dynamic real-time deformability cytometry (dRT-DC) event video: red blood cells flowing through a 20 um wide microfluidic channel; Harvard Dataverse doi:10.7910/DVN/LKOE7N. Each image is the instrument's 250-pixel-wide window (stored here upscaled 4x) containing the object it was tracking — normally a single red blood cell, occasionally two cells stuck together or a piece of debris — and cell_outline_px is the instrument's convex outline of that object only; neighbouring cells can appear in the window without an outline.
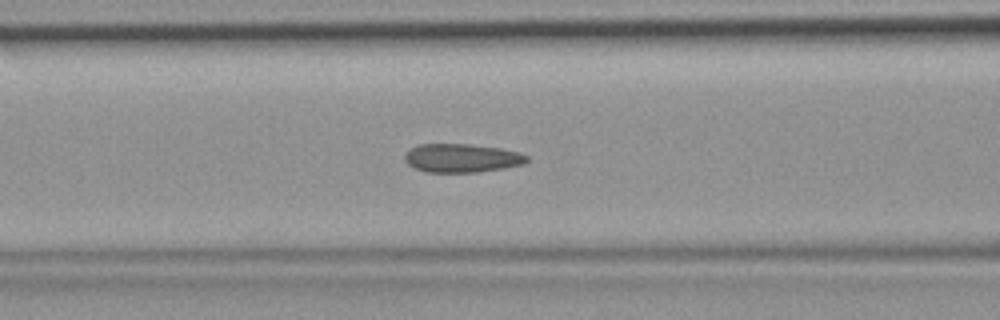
{"species": "common noctule bat (a hibernating species)", "species_latin": "Nyctalus noctula", "temperature_condition": "room temperature", "stored_images_in_passage": 41, "camera_frame_rate_fps": 3000, "um_per_image_px": 0.085, "animal": {"sex": "female", "body_mass_g": 19.9}, "frame": {"image": 1, "passage_image": 13, "time_ms": 4.0, "image_size_px": [1000, 320], "cell_outline_px": [[528, 160], [524, 164], [504, 168], [476, 172], [428, 172], [416, 168], [408, 164], [404, 160], [404, 156], [412, 148], [420, 144], [468, 144], [500, 148], [520, 152], [528, 156]], "centroid_in_image_um": [39.28, 13.43], "position_along_channel_um": 127.3, "area_um2": 20.23}}
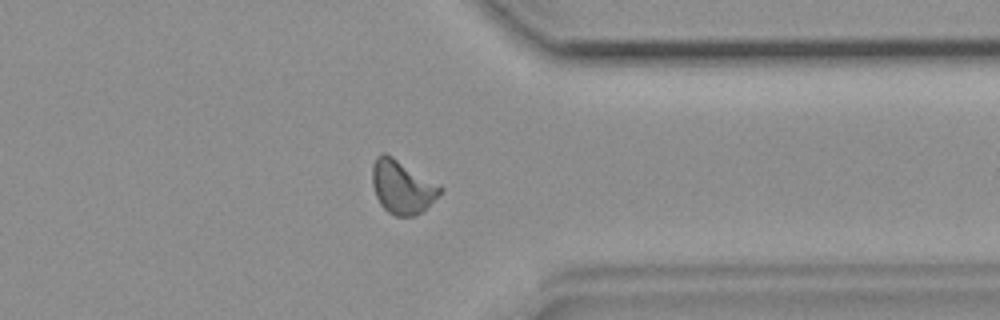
{"frame": {"image": 2, "passage_image": 31, "time_ms": 10.0, "image_size_px": [1000, 320], "cell_outline_px": [[444, 188], [420, 212], [412, 216], [396, 216], [388, 212], [380, 204], [376, 196], [372, 184], [372, 164], [376, 156], [380, 152], [384, 152], [392, 156]], "centroid_in_image_um": [34.11, 15.86], "position_along_channel_um": 377.3, "area_um2": 20.69}}
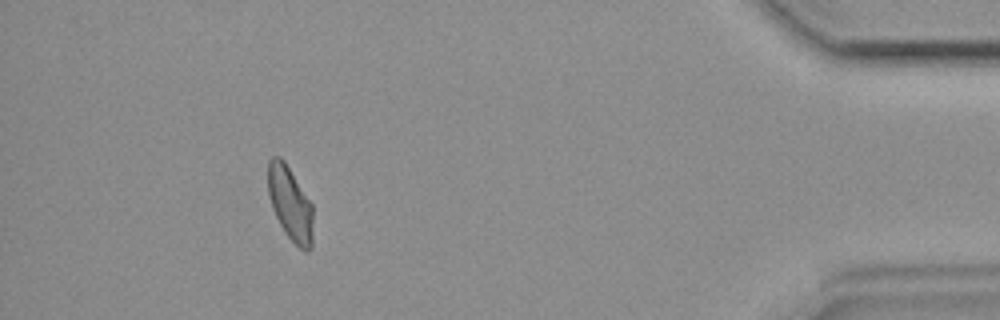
{"frame": {"image": 3, "passage_image": 37, "time_ms": 12.0, "image_size_px": [1000, 320], "cell_outline_px": [[312, 248], [308, 252], [304, 252], [284, 232], [272, 208], [268, 192], [268, 160], [272, 156], [280, 156], [284, 160], [312, 204]], "centroid_in_image_um": [24.66, 17.3], "position_along_channel_um": 410.5, "area_um2": 19.36}}